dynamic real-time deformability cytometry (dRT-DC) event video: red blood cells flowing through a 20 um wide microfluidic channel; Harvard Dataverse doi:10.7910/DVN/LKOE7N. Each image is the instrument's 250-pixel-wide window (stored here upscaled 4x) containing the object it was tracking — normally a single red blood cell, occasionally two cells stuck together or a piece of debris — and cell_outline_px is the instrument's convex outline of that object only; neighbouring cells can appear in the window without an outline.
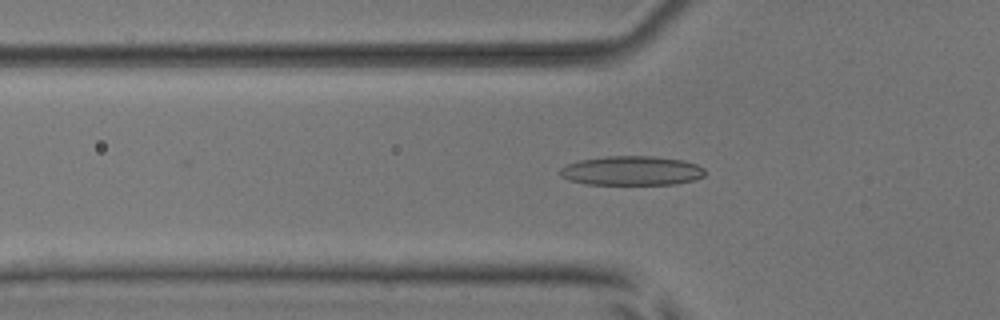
{"species": "common noctule bat (a hibernating species)", "species_latin": "Nyctalus noctula", "temperature_condition": "room temperature", "stored_images_in_passage": 52, "segment_of_instrument_passage": [1, 2], "camera_frame_rate_fps": 3000, "um_per_image_px": 0.085, "animal": {"sex": "male", "body_mass_g": 17.9, "forearm_length_mm": 54.2}, "frame": {"image": 1, "passage_image": 18, "time_ms": 5.667, "image_size_px": [1000, 320], "cell_outline_px": [[704, 176], [692, 180], [676, 184], [584, 184], [568, 180], [560, 176], [560, 168], [568, 164], [580, 160], [604, 156], [652, 156], [684, 160], [696, 164], [704, 168]], "centroid_in_image_um": [53.67, 14.51], "position_along_channel_um": 72.1, "area_um2": 24.8}}
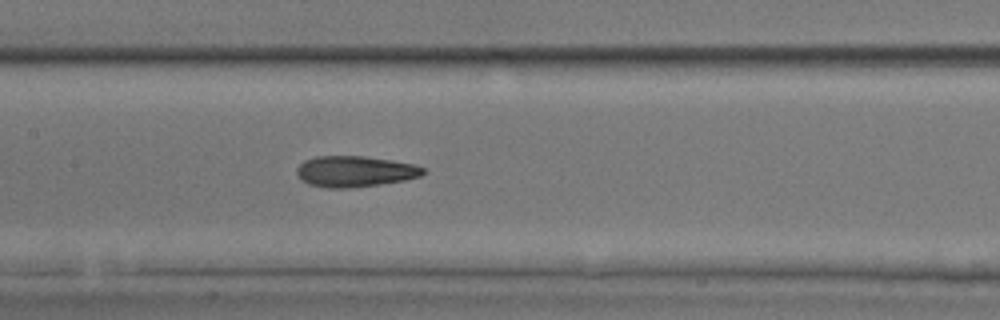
{"frame": {"image": 2, "passage_image": 26, "time_ms": 8.333, "image_size_px": [1000, 320], "cell_outline_px": [[424, 172], [420, 176], [404, 180], [380, 184], [348, 188], [328, 188], [308, 184], [296, 172], [296, 168], [304, 160], [316, 156], [364, 156], [392, 160], [416, 164], [424, 168]], "centroid_in_image_um": [30.17, 14.56], "position_along_channel_um": 177.2, "area_um2": 22.72}}
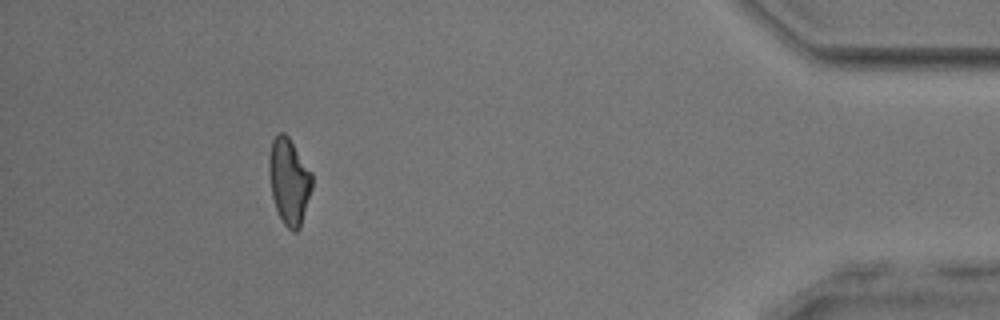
{"frame": {"image": 3, "passage_image": 48, "time_ms": 15.667, "image_size_px": [1000, 320], "cell_outline_px": [[312, 188], [300, 228], [296, 232], [292, 232], [284, 224], [276, 208], [272, 196], [268, 172], [268, 156], [272, 140], [280, 132], [284, 132], [288, 136], [312, 172]], "centroid_in_image_um": [24.56, 15.4], "position_along_channel_um": 410.6, "area_um2": 21.68}}